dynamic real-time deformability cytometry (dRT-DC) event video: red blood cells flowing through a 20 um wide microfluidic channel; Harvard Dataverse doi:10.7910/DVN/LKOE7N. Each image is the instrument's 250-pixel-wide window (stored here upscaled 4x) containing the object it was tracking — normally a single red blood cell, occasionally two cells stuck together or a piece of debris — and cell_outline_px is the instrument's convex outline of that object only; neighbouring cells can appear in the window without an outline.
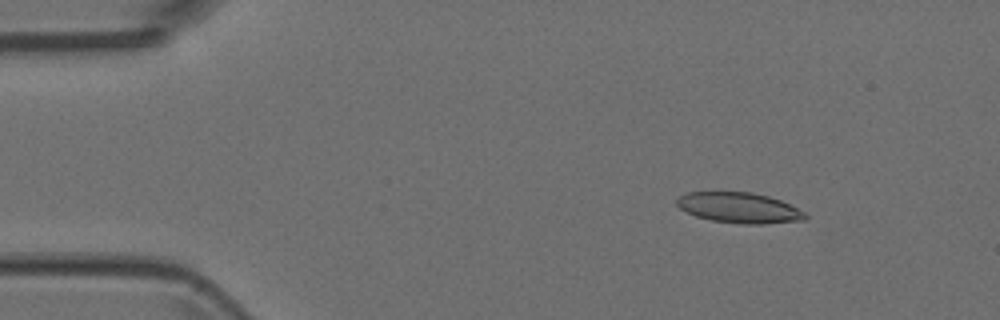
{"species": "Egyptian fruit bat (a non-hibernating species)", "species_latin": "Rousettus aegyptiacus", "temperature_condition": "room temperature", "stored_images_in_passage": 3, "camera_frame_rate_fps": 3000, "um_per_image_px": 0.085, "animal": {"sex": "female"}, "frame": {"image": 1, "passage_image": 1, "time_ms": 0.0, "image_size_px": [1000, 320], "cell_outline_px": [[808, 216], [804, 220], [764, 224], [744, 224], [712, 220], [696, 216], [680, 208], [676, 204], [676, 200], [680, 196], [688, 192], [752, 192], [768, 196], [780, 200], [804, 212]], "centroid_in_image_um": [62.83, 17.66], "position_along_channel_um": 22.2, "area_um2": 22.6}}